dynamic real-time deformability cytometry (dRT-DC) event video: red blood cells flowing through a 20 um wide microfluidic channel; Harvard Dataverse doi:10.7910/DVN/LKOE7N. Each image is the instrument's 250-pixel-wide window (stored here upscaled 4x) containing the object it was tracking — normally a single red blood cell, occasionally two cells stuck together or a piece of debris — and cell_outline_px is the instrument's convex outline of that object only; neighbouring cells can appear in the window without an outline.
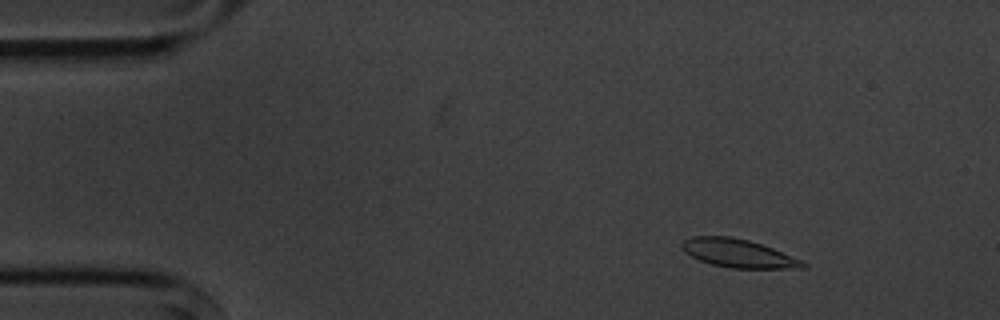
{"species": "common noctule bat (a hibernating species)", "species_latin": "Nyctalus noctula", "temperature_condition": "cold", "stored_images_in_passage": 9, "camera_frame_rate_fps": 3000, "um_per_image_px": 0.085, "animal": {"sex": "male", "body_mass_g": 20.1, "forearm_length_mm": 53.5}, "frame": {"image": 1, "passage_image": 2, "time_ms": 1.333, "image_size_px": [1000, 320], "cell_outline_px": [[808, 268], [732, 268], [712, 264], [700, 260], [684, 252], [680, 248], [680, 244], [684, 240], [692, 236], [728, 236], [748, 240], [772, 248], [804, 260], [808, 264]], "centroid_in_image_um": [62.77, 21.53], "position_along_channel_um": 22.2, "area_um2": 20.0}}
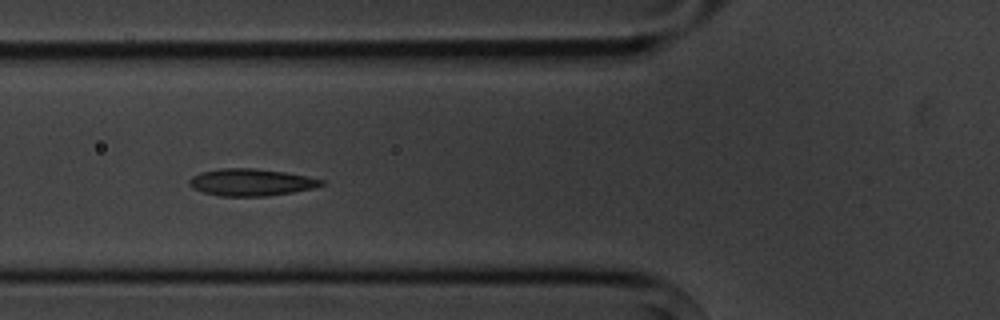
{"frame": {"image": 2, "passage_image": 6, "time_ms": 5.667, "image_size_px": [1000, 320], "cell_outline_px": [[324, 184], [312, 188], [292, 192], [264, 196], [220, 196], [204, 192], [192, 188], [188, 184], [188, 180], [192, 176], [200, 172], [220, 168], [252, 168], [284, 172], [324, 180]], "centroid_in_image_um": [21.28, 15.49], "position_along_channel_um": 104.5, "area_um2": 20.63}}
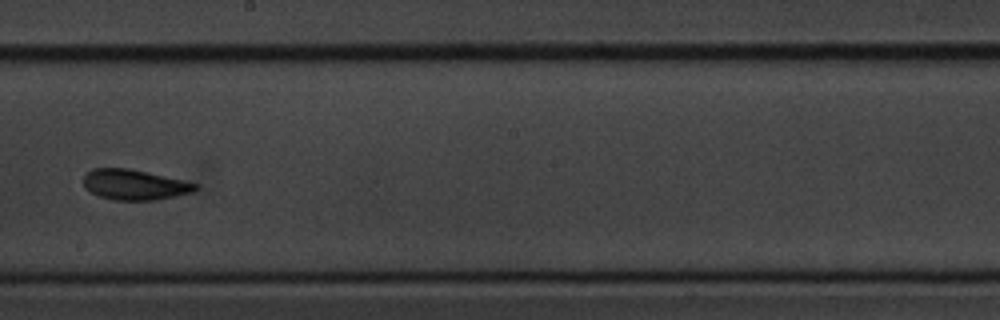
{"frame": {"image": 3, "passage_image": 9, "time_ms": 9.333, "image_size_px": [1000, 320], "cell_outline_px": [[200, 188], [192, 192], [176, 196], [156, 200], [112, 200], [100, 196], [84, 188], [84, 176], [92, 168], [128, 168], [184, 180], [200, 184]], "centroid_in_image_um": [11.47, 15.7], "position_along_channel_um": 236.7, "area_um2": 19.88}}